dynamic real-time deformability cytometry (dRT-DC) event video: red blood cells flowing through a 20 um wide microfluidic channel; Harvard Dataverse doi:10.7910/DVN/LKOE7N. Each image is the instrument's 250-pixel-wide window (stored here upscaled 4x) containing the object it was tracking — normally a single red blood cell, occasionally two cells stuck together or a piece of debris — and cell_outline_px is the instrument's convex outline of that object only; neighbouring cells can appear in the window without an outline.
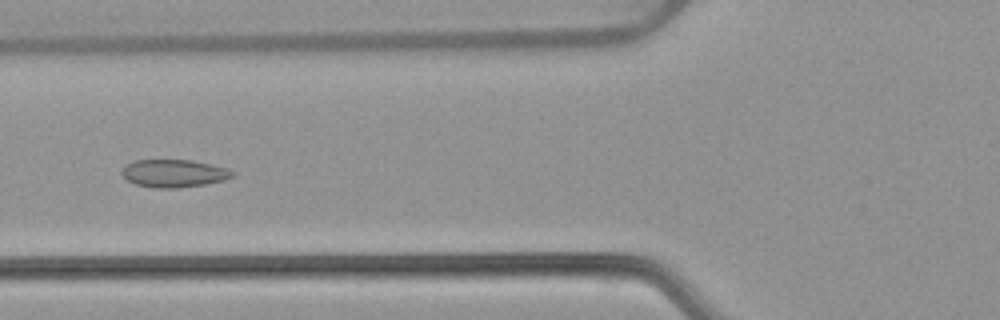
{"species": "common noctule bat (a hibernating species)", "species_latin": "Nyctalus noctula", "temperature_condition": "warm", "stored_images_in_passage": 54, "camera_frame_rate_fps": 3000, "um_per_image_px": 0.085, "animal": {"sex": "female", "body_mass_g": 22.7, "forearm_length_mm": 54.2}, "frame": {"image": 1, "passage_image": 21, "time_ms": 6.667, "image_size_px": [1000, 320], "cell_outline_px": [[236, 176], [224, 180], [204, 184], [176, 188], [152, 188], [136, 184], [128, 180], [120, 172], [128, 164], [136, 160], [192, 160], [212, 164], [236, 172]], "centroid_in_image_um": [14.82, 14.74], "position_along_channel_um": 111.0, "area_um2": 17.8}}
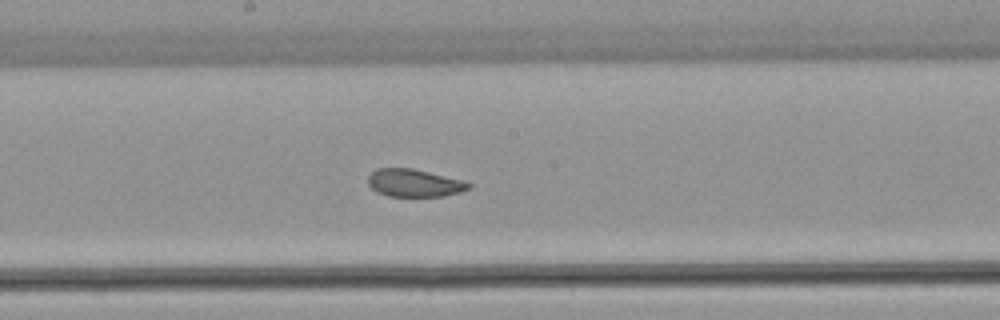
{"frame": {"image": 2, "passage_image": 29, "time_ms": 9.333, "image_size_px": [1000, 320], "cell_outline_px": [[472, 188], [460, 192], [444, 196], [388, 196], [376, 192], [368, 184], [368, 176], [376, 168], [412, 168], [464, 180], [472, 184]], "centroid_in_image_um": [35.23, 15.55], "position_along_channel_um": 213.0, "area_um2": 16.36}}
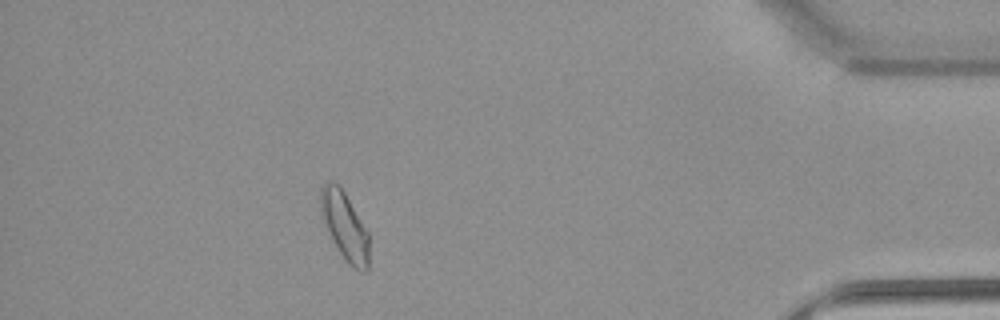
{"frame": {"image": 3, "passage_image": 48, "time_ms": 15.667, "image_size_px": [1000, 320], "cell_outline_px": [[368, 268], [364, 272], [360, 272], [352, 268], [344, 260], [332, 240], [320, 216], [320, 192], [324, 180], [332, 180], [340, 184], [368, 232]], "centroid_in_image_um": [29.26, 19.18], "position_along_channel_um": 405.9, "area_um2": 19.59}, "authors_computed_cell_mechanics": {"area_um2": 18.4671, "velocity_mm_per_s": 3.8248, "shape_relaxation_time_tau1_ms": null, "shape_relaxation_time_tau2_ms": 1.776, "deformation_change_tau1": null, "deformation_change_tau2": 0.0793}}